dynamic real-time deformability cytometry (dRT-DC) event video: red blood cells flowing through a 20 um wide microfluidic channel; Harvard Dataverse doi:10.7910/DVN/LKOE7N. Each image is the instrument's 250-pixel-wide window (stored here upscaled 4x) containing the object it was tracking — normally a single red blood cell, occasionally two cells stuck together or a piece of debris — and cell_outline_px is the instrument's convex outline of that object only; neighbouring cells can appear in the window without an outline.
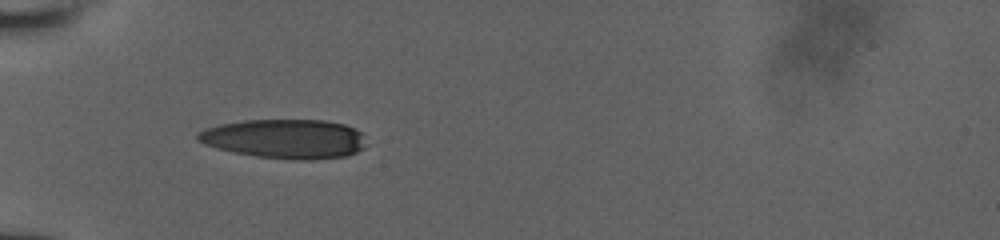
{"species": "human", "species_latin": "Homo sapiens", "temperature_condition": "room temperature", "stored_images_in_passage": 37, "camera_frame_rate_fps": 3000, "um_per_image_px": 0.085, "donor": {"sex": "male"}, "frame": {"image": 1, "passage_image": 1, "time_ms": 0.0, "image_size_px": [1000, 240], "cell_outline_px": [[364, 148], [348, 156], [312, 160], [300, 160], [256, 156], [236, 152], [204, 144], [196, 140], [196, 136], [204, 128], [220, 124], [244, 120], [324, 120], [344, 124], [356, 128], [360, 132]], "centroid_in_image_um": [24.22, 11.79], "position_along_channel_um": 60.8, "area_um2": 38.38}}
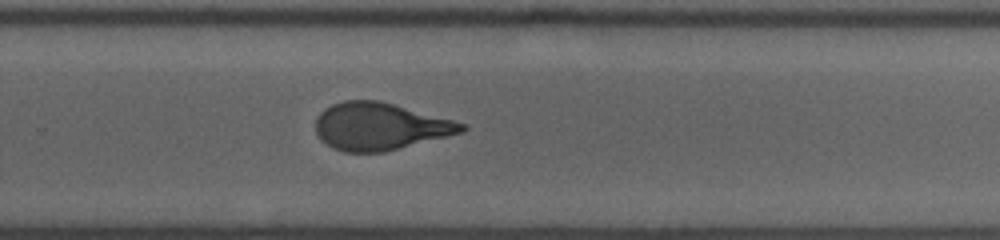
{"frame": {"image": 2, "passage_image": 20, "time_ms": 6.333, "image_size_px": [1000, 240], "cell_outline_px": [[468, 128], [464, 132], [384, 152], [344, 152], [332, 148], [320, 140], [316, 132], [316, 120], [320, 112], [324, 108], [332, 104], [344, 100], [380, 100], [468, 124]], "centroid_in_image_um": [32.29, 10.74], "position_along_channel_um": 297.5, "area_um2": 40.46}}
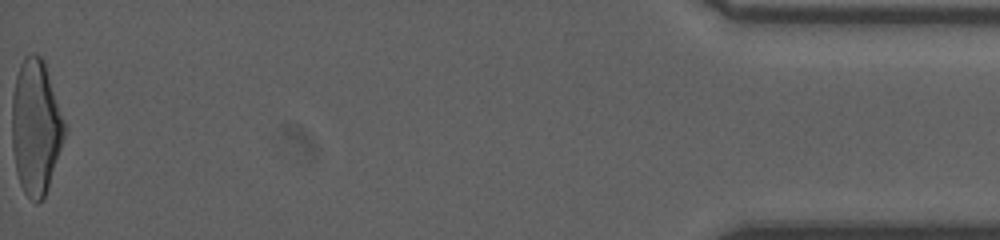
{"frame": {"image": 3, "passage_image": 37, "time_ms": 12.0, "image_size_px": [1000, 240], "cell_outline_px": [[68, 128], [44, 200], [36, 204], [24, 192], [20, 184], [16, 172], [12, 148], [12, 96], [16, 76], [20, 64], [24, 56], [32, 52], [40, 56], [44, 60]], "centroid_in_image_um": [3.06, 10.8], "position_along_channel_um": 432.1, "area_um2": 42.02}, "authors_computed_cell_mechanics": {"area_um2": 40.8646, "velocity_mm_per_s": 3.9221, "shape_relaxation_time_tau1_ms": 5.1273, "shape_relaxation_time_tau2_ms": 1.2553, "deformation_change_tau1": 0.2014, "deformation_change_tau2": 0.0985}}